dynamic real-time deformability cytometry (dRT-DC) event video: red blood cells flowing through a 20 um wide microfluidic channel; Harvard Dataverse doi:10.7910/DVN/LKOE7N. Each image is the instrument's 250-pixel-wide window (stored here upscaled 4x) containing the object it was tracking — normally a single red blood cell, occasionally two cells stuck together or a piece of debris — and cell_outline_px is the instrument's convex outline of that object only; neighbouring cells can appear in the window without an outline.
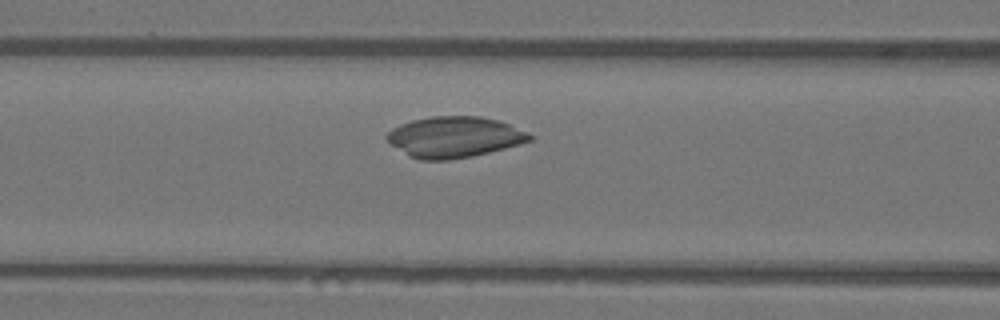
{"species": "Egyptian fruit bat (a non-hibernating species)", "species_latin": "Rousettus aegyptiacus", "temperature_condition": "warm", "stored_images_in_passage": 44, "camera_frame_rate_fps": 3000, "um_per_image_px": 0.085, "animal": {"sex": "female"}, "frame": {"image": 1, "passage_image": 15, "time_ms": 4.667, "image_size_px": [1000, 320], "cell_outline_px": [[536, 136], [532, 140], [520, 144], [472, 156], [448, 160], [420, 160], [408, 156], [392, 144], [384, 136], [392, 128], [400, 124], [412, 120], [432, 116], [480, 116], [500, 120], [528, 132]], "centroid_in_image_um": [38.64, 11.64], "position_along_channel_um": 128.0, "area_um2": 34.16}}
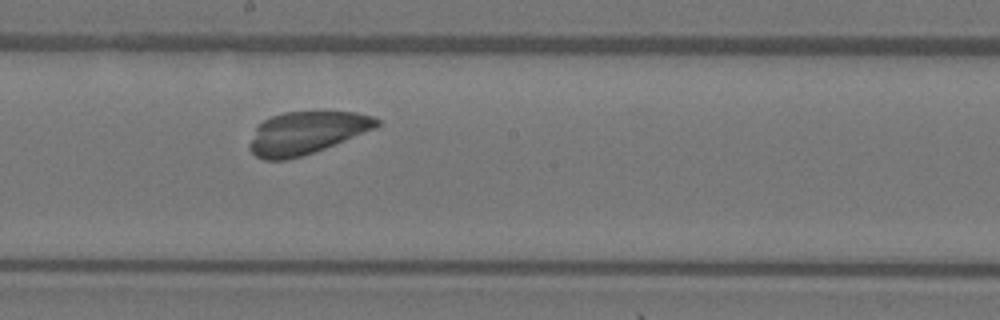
{"frame": {"image": 2, "passage_image": 22, "time_ms": 7.0, "image_size_px": [1000, 320], "cell_outline_px": [[380, 124], [376, 128], [304, 156], [288, 160], [264, 160], [256, 156], [248, 148], [248, 144], [256, 128], [264, 120], [272, 116], [284, 112], [356, 112], [372, 116], [380, 120]], "centroid_in_image_um": [26.04, 11.3], "position_along_channel_um": 222.2, "area_um2": 31.44}}
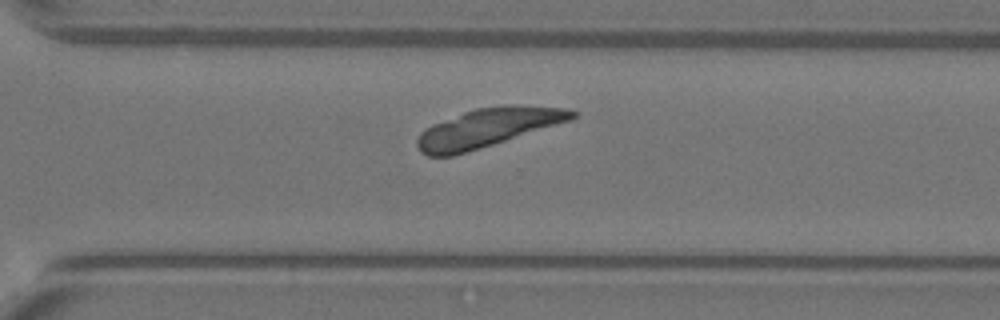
{"frame": {"image": 3, "passage_image": 30, "time_ms": 9.667, "image_size_px": [1000, 320], "cell_outline_px": [[580, 116], [572, 120], [480, 148], [452, 156], [428, 156], [420, 152], [416, 144], [416, 140], [420, 132], [424, 128], [432, 124], [464, 112], [476, 108], [568, 108], [576, 112]], "centroid_in_image_um": [41.36, 10.92], "position_along_channel_um": 329.2, "area_um2": 33.64}}